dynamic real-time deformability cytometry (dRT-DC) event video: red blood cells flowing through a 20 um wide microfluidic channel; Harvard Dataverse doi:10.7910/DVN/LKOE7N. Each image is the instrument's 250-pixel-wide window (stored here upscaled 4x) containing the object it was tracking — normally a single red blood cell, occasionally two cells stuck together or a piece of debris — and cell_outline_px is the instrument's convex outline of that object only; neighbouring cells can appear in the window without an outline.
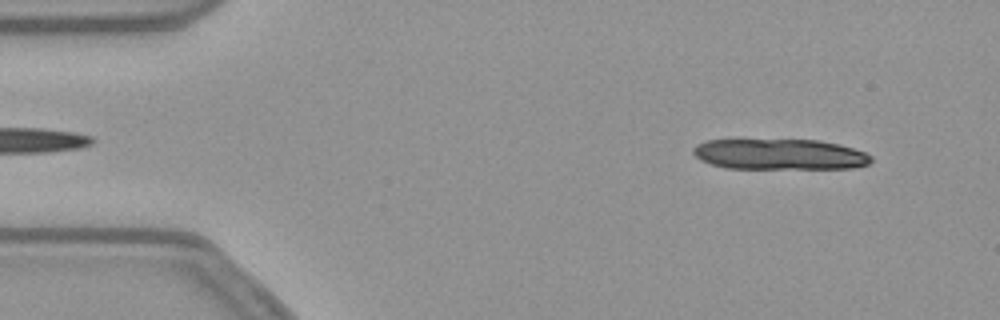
{"species": "common noctule bat (a hibernating species)", "species_latin": "Nyctalus noctula", "temperature_condition": "warm", "stored_images_in_passage": 13, "camera_frame_rate_fps": 3000, "um_per_image_px": 0.085, "animal": {"sex": "female", "body_mass_g": 21.9}, "frame": {"image": 1, "passage_image": 4, "time_ms": 1.0, "image_size_px": [1000, 320], "cell_outline_px": [[872, 160], [868, 164], [856, 168], [724, 168], [700, 160], [692, 152], [692, 148], [696, 144], [708, 140], [820, 140], [840, 144], [864, 152], [872, 156]], "centroid_in_image_um": [66.27, 13.12], "position_along_channel_um": 18.7, "area_um2": 31.85}}